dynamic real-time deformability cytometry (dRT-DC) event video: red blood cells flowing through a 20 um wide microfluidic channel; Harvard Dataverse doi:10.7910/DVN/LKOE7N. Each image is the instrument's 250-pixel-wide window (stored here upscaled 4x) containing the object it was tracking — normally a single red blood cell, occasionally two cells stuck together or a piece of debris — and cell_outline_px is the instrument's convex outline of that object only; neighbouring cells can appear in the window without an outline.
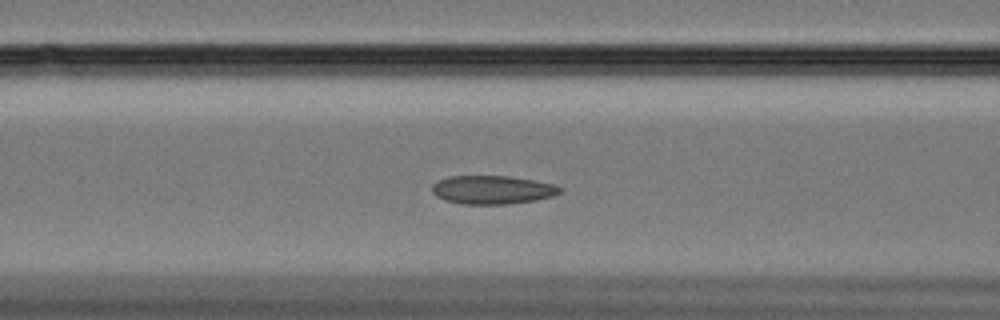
{"species": "Egyptian fruit bat (a non-hibernating species)", "species_latin": "Rousettus aegyptiacus", "temperature_condition": "cold", "stored_images_in_passage": 61, "camera_frame_rate_fps": 3000, "um_per_image_px": 0.085, "animal": {"sex": "female"}, "frame": {"image": 1, "passage_image": 25, "time_ms": 8.0, "image_size_px": [1000, 320], "cell_outline_px": [[564, 192], [552, 196], [536, 200], [508, 204], [464, 204], [444, 200], [436, 196], [432, 192], [432, 184], [448, 176], [508, 176], [556, 184], [564, 188]], "centroid_in_image_um": [41.89, 16.13], "position_along_channel_um": 124.7, "area_um2": 21.39}}
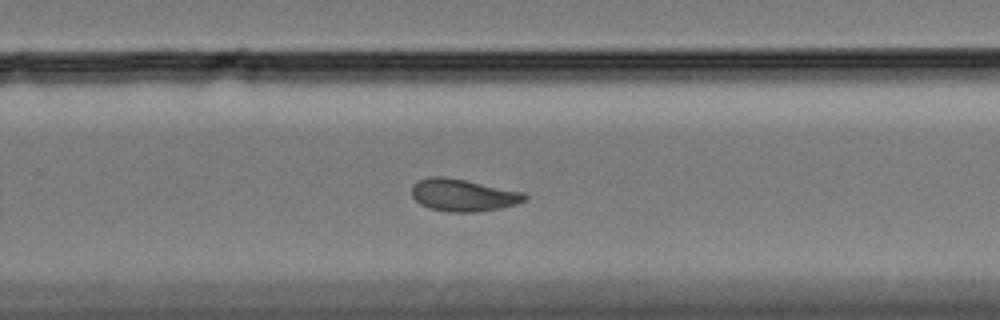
{"frame": {"image": 2, "passage_image": 40, "time_ms": 13.0, "image_size_px": [1000, 320], "cell_outline_px": [[528, 196], [524, 200], [516, 204], [500, 208], [476, 212], [448, 212], [428, 208], [420, 204], [412, 196], [412, 184], [416, 180], [428, 176], [444, 176], [524, 192]], "centroid_in_image_um": [39.31, 16.58], "position_along_channel_um": 290.5, "area_um2": 21.33}}
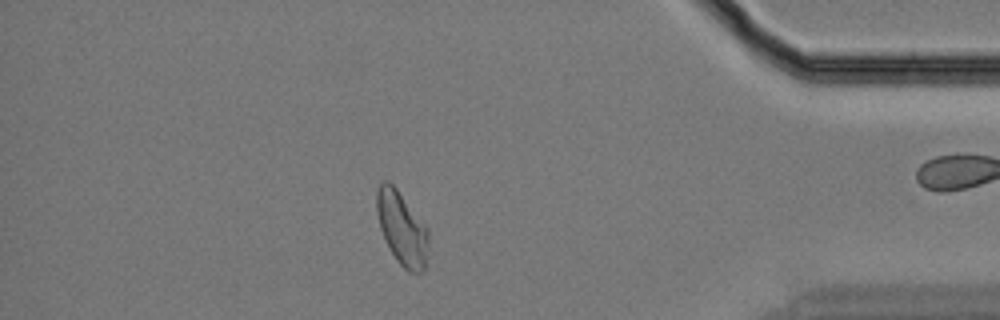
{"frame": {"image": 3, "passage_image": 53, "time_ms": 17.333, "image_size_px": [1000, 320], "cell_outline_px": [[428, 244], [424, 272], [408, 272], [396, 260], [384, 240], [380, 228], [376, 212], [376, 192], [380, 184], [384, 180], [388, 180], [396, 188], [428, 228]], "centroid_in_image_um": [34.14, 19.41], "position_along_channel_um": 401.1, "area_um2": 22.14}, "authors_computed_cell_mechanics": {"area_um2": 22.0796, "velocity_mm_per_s": 3.3196, "shape_relaxation_time_tau1_ms": null, "shape_relaxation_time_tau2_ms": 3.2935, "deformation_change_tau1": null, "deformation_change_tau2": 0.0726}}